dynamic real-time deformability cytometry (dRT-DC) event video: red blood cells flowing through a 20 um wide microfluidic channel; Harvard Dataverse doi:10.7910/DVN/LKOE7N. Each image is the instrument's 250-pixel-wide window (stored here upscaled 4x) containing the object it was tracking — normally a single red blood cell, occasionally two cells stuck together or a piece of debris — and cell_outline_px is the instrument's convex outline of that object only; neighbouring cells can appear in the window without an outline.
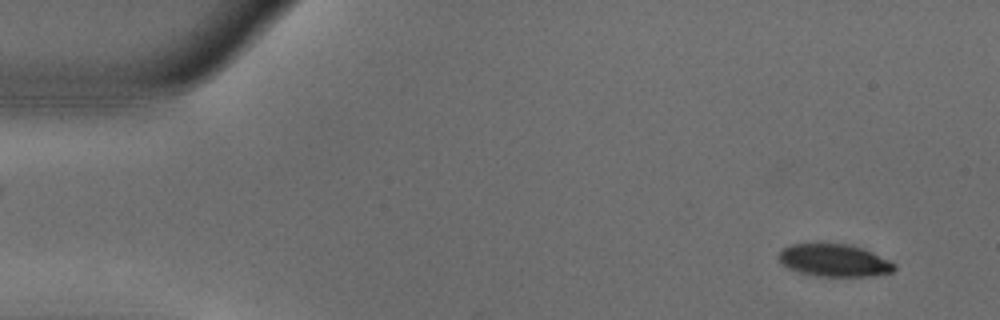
{"species": "common noctule bat (a hibernating species)", "species_latin": "Nyctalus noctula", "temperature_condition": "warm", "stored_images_in_passage": 53, "camera_frame_rate_fps": 3000, "um_per_image_px": 0.085, "animal": {"sex": "male", "body_mass_g": 18.8}, "frame": {"image": 1, "passage_image": 3, "time_ms": 0.667, "image_size_px": [1000, 320], "cell_outline_px": [[896, 268], [892, 272], [872, 276], [816, 276], [800, 272], [788, 268], [780, 264], [776, 256], [784, 248], [792, 244], [852, 244], [872, 252], [896, 264]], "centroid_in_image_um": [70.89, 22.14], "position_along_channel_um": 14.1, "area_um2": 21.91}}
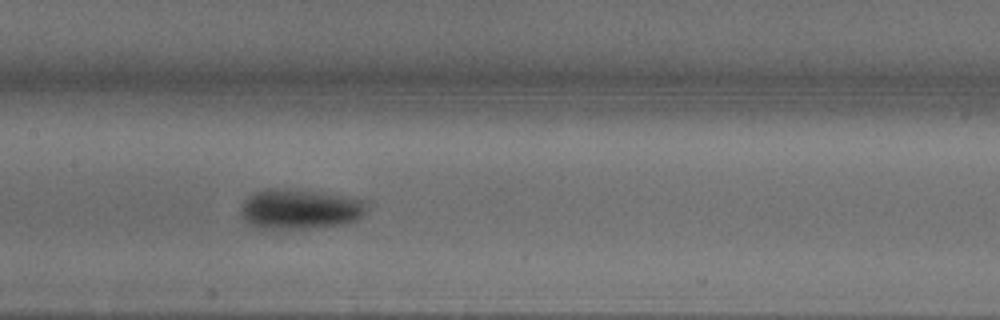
{"frame": {"image": 2, "passage_image": 25, "time_ms": 8.0, "image_size_px": [1000, 320], "cell_outline_px": [[368, 208], [364, 216], [356, 220], [344, 224], [308, 228], [252, 228], [240, 216], [240, 208], [244, 200], [252, 192], [264, 188], [296, 188], [324, 192], [368, 200]], "centroid_in_image_um": [25.49, 17.74], "position_along_channel_um": 181.9, "area_um2": 30.35}}
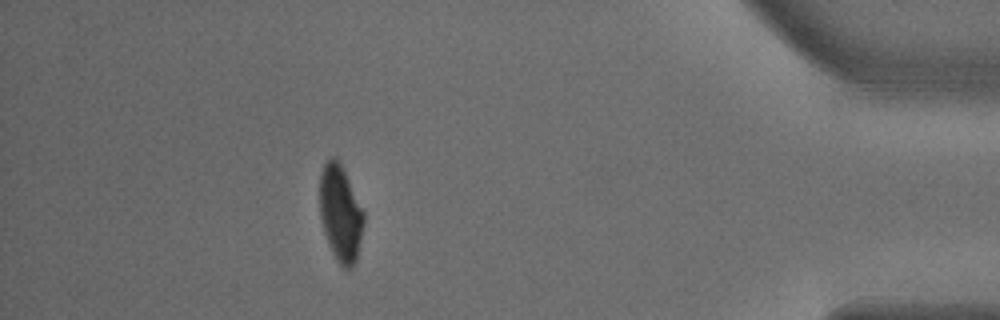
{"frame": {"image": 3, "passage_image": 47, "time_ms": 15.333, "image_size_px": [1000, 320], "cell_outline_px": [[364, 224], [356, 260], [352, 268], [344, 268], [336, 260], [332, 252], [324, 232], [320, 216], [320, 172], [324, 164], [332, 156], [340, 164], [364, 212]], "centroid_in_image_um": [28.93, 18.17], "position_along_channel_um": 406.3, "area_um2": 24.28}, "authors_computed_cell_mechanics": {"area_um2": 26.299, "velocity_mm_per_s": 3.7401, "shape_relaxation_time_tau1_ms": 6.185, "shape_relaxation_time_tau2_ms": null, "deformation_change_tau1": 0.2369, "deformation_change_tau2": null}}